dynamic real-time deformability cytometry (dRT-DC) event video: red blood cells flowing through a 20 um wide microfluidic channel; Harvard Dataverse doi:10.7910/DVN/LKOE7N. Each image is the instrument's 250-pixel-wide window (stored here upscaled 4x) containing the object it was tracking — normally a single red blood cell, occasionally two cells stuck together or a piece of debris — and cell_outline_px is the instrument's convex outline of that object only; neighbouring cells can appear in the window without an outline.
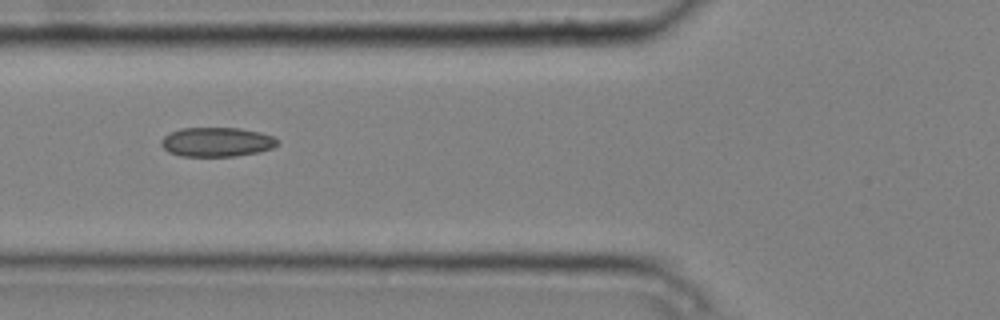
{"species": "common noctule bat (a hibernating species)", "species_latin": "Nyctalus noctula", "temperature_condition": "cold", "stored_images_in_passage": 6, "camera_frame_rate_fps": 3000, "um_per_image_px": 0.085, "animal": {"sex": "male", "body_mass_g": 20.4}, "frame": {"image": 1, "passage_image": 6, "time_ms": 1.667, "image_size_px": [1000, 320], "cell_outline_px": [[280, 144], [272, 148], [260, 152], [236, 156], [180, 156], [168, 152], [160, 144], [160, 140], [164, 136], [180, 128], [240, 128], [260, 132], [272, 136], [280, 140]], "centroid_in_image_um": [18.45, 12.07], "position_along_channel_um": 107.4, "area_um2": 20.06}}